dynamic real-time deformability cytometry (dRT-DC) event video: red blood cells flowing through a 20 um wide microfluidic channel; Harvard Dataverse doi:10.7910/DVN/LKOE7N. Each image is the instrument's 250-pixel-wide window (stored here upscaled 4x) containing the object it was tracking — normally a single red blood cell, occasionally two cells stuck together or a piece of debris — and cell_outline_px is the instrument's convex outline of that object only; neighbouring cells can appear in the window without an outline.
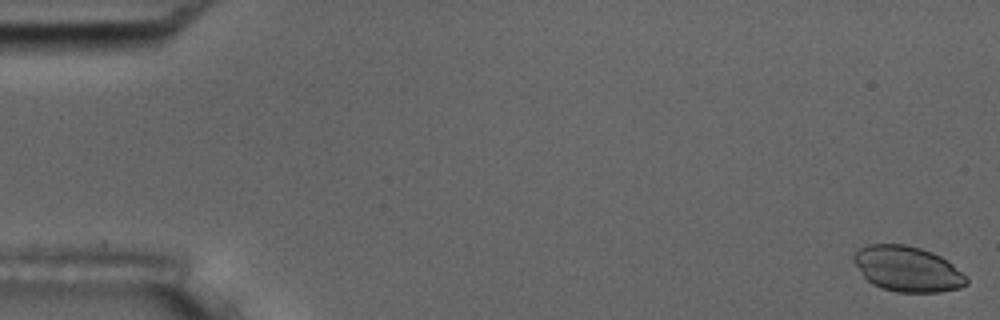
{"species": "common noctule bat (a hibernating species)", "species_latin": "Nyctalus noctula", "temperature_condition": "room temperature", "stored_images_in_passage": 56, "camera_frame_rate_fps": 3000, "um_per_image_px": 0.085, "animal": {"sex": "male", "body_mass_g": 17.5, "forearm_length_mm": 52.3}, "frame": {"image": 1, "passage_image": 1, "time_ms": 0.0, "image_size_px": [1000, 320], "cell_outline_px": [[968, 284], [960, 288], [940, 292], [896, 292], [880, 288], [872, 284], [864, 276], [852, 260], [852, 256], [856, 248], [868, 244], [904, 244], [920, 248], [932, 252], [940, 256], [952, 264], [968, 276]], "centroid_in_image_um": [77.12, 22.86], "position_along_channel_um": 7.9, "area_um2": 30.11}}